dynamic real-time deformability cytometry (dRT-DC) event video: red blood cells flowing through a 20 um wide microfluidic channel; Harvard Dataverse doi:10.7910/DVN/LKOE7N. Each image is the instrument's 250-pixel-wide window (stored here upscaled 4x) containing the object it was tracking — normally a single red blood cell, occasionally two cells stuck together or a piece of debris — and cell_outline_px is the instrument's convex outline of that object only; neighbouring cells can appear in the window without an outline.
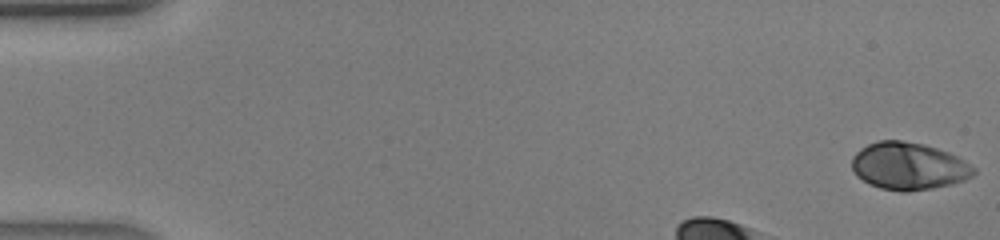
{"species": "human", "species_latin": "Homo sapiens", "temperature_condition": "warm", "stored_images_in_passage": 31, "camera_frame_rate_fps": 3000, "um_per_image_px": 0.085, "donor": {"sex": "male"}, "frame": {"image": 1, "passage_image": 1, "time_ms": 0.0, "image_size_px": [1000, 240], "cell_outline_px": [[976, 172], [972, 176], [964, 180], [952, 184], [932, 188], [908, 192], [900, 192], [880, 188], [868, 184], [856, 176], [852, 168], [852, 156], [860, 148], [868, 144], [880, 140], [900, 140], [924, 144], [948, 152], [964, 160], [976, 168]], "centroid_in_image_um": [77.22, 14.13], "position_along_channel_um": 7.8, "area_um2": 33.87}}
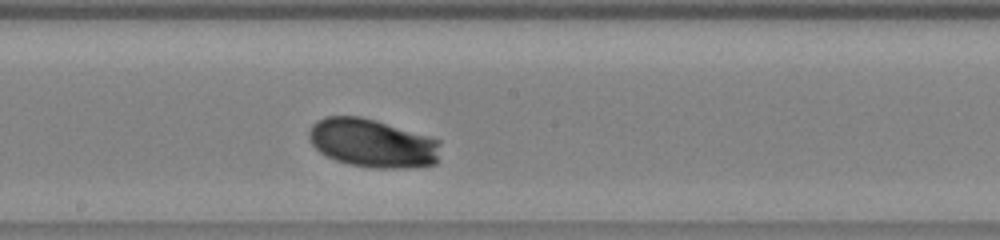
{"frame": {"image": 2, "passage_image": 19, "time_ms": 6.0, "image_size_px": [1000, 240], "cell_outline_px": [[440, 144], [436, 164], [408, 168], [368, 168], [348, 164], [336, 160], [320, 152], [312, 144], [308, 136], [308, 132], [312, 124], [316, 120], [324, 116], [360, 116], [376, 120], [428, 136], [440, 140]], "centroid_in_image_um": [31.64, 12.17], "position_along_channel_um": 216.6, "area_um2": 37.34}}
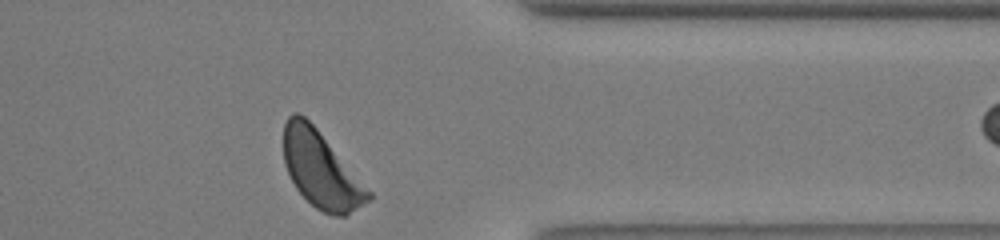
{"frame": {"image": 3, "passage_image": 30, "time_ms": 9.667, "image_size_px": [1000, 240], "cell_outline_px": [[372, 196], [368, 200], [344, 216], [332, 216], [316, 208], [296, 188], [284, 164], [284, 124], [288, 116], [292, 112], [300, 112], [316, 128], [372, 192]], "centroid_in_image_um": [27.26, 14.41], "position_along_channel_um": 384.1, "area_um2": 37.05}}